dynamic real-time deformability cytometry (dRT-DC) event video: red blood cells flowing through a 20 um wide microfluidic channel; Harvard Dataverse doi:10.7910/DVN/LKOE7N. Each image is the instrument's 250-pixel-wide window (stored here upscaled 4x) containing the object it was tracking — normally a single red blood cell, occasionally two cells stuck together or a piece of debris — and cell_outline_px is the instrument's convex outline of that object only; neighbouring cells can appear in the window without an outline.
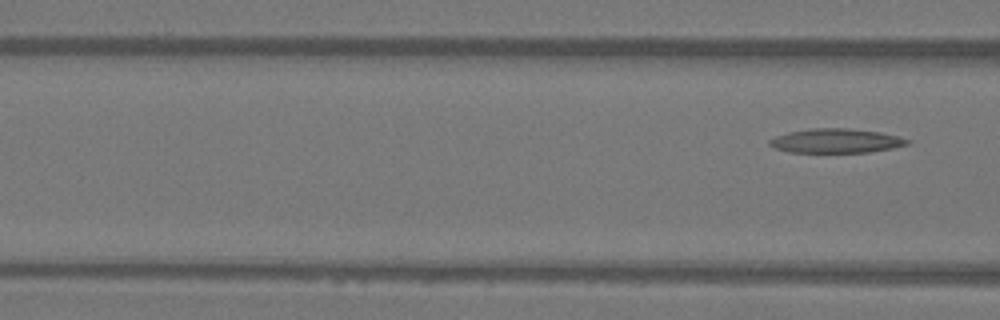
{"species": "Egyptian fruit bat (a non-hibernating species)", "species_latin": "Rousettus aegyptiacus", "temperature_condition": "warm", "stored_images_in_passage": 4, "segment_of_instrument_passage": [2, 2], "camera_frame_rate_fps": 3000, "um_per_image_px": 0.085, "animal": {"sex": "female"}, "frame": {"image": 1, "passage_image": 4, "time_ms": 1.0, "image_size_px": [1000, 320], "cell_outline_px": [[912, 140], [908, 144], [892, 148], [868, 152], [788, 152], [776, 148], [768, 144], [768, 140], [776, 136], [788, 132], [812, 128], [848, 128], [880, 132]], "centroid_in_image_um": [71.05, 11.96], "position_along_channel_um": 95.6, "area_um2": 19.36}}